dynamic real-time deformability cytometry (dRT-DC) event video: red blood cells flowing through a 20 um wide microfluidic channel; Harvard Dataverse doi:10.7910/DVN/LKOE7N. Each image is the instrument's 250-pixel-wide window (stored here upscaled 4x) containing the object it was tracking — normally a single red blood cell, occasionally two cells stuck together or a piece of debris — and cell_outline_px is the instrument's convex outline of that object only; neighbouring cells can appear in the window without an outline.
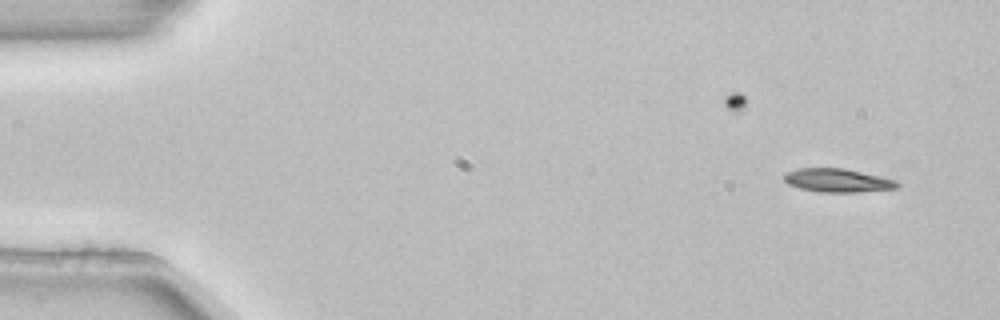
{"species": "common noctule bat (a hibernating species)", "species_latin": "Nyctalus noctula", "temperature_condition": "room temperature", "stored_images_in_passage": 6, "camera_frame_rate_fps": 3000, "um_per_image_px": 0.085, "animal": {"sex": "female", "body_mass_g": 22.7, "forearm_length_mm": 54.2}, "frame": {"image": 1, "passage_image": 3, "time_ms": 0.667, "image_size_px": [1000, 320], "cell_outline_px": [[900, 188], [856, 192], [820, 192], [800, 188], [788, 184], [784, 180], [784, 172], [796, 168], [844, 168], [880, 176], [896, 180], [900, 184]], "centroid_in_image_um": [71.19, 15.33], "position_along_channel_um": 13.8, "area_um2": 15.61}}
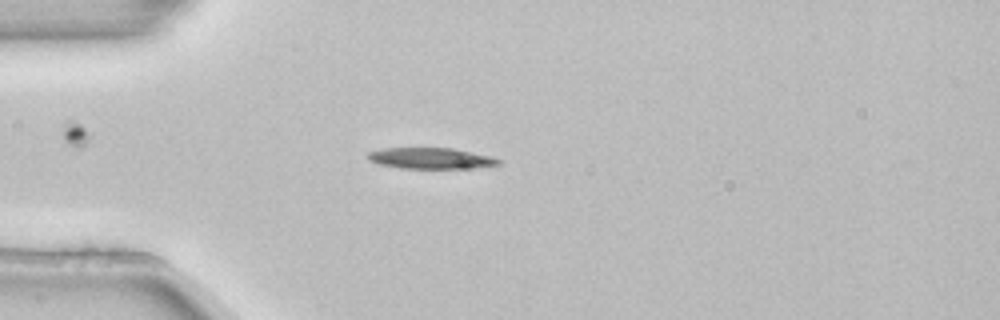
{"frame": {"image": 2, "passage_image": 6, "time_ms": 1.667, "image_size_px": [1000, 320], "cell_outline_px": [[504, 160], [500, 164], [460, 168], [400, 168], [380, 164], [368, 160], [368, 152], [384, 148], [452, 148], [492, 156]], "centroid_in_image_um": [36.62, 13.44], "position_along_channel_um": 48.4, "area_um2": 15.84}}